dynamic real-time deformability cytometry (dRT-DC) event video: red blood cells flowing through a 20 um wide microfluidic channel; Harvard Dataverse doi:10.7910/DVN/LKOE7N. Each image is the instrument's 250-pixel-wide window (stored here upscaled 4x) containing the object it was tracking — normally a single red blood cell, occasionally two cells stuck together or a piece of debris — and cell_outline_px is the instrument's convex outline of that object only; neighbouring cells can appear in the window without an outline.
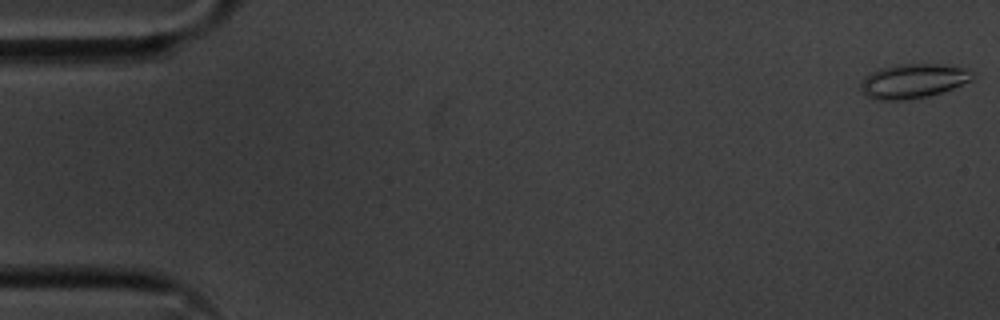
{"species": "common noctule bat (a hibernating species)", "species_latin": "Nyctalus noctula", "temperature_condition": "cold", "stored_images_in_passage": 56, "segment_of_instrument_passage": [1, 2], "camera_frame_rate_fps": 3000, "um_per_image_px": 0.085, "animal": {"sex": "male", "body_mass_g": 20.1, "forearm_length_mm": 53.5}, "frame": {"image": 1, "passage_image": 1, "time_ms": 0.0, "image_size_px": [1000, 320], "cell_outline_px": [[972, 80], [952, 88], [928, 96], [908, 100], [880, 100], [868, 96], [860, 88], [860, 84], [864, 76], [880, 68], [900, 64], [936, 64], [964, 68], [972, 72]], "centroid_in_image_um": [77.58, 6.89], "position_along_channel_um": 7.4, "area_um2": 22.08}}
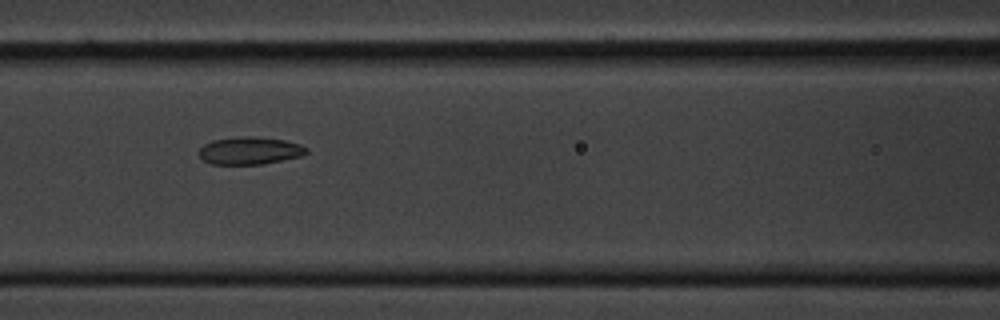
{"frame": {"image": 2, "passage_image": 24, "time_ms": 7.667, "image_size_px": [1000, 320], "cell_outline_px": [[308, 152], [304, 156], [264, 164], [212, 164], [204, 160], [200, 156], [200, 148], [204, 144], [212, 140], [236, 136], [260, 136], [284, 140], [300, 144], [308, 148]], "centroid_in_image_um": [21.28, 12.79], "position_along_channel_um": 145.3, "area_um2": 17.51}}
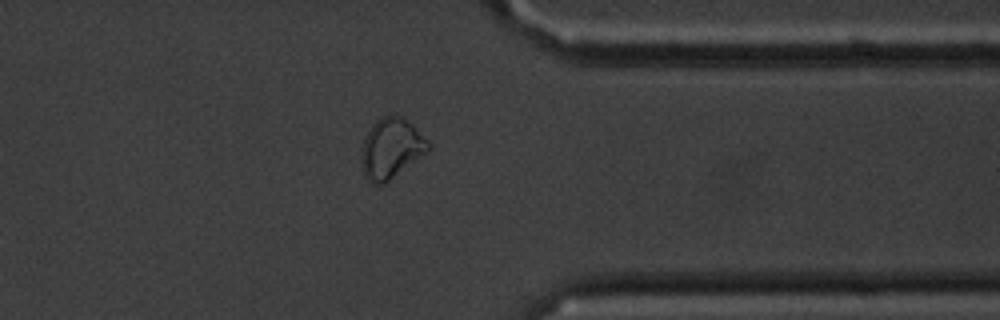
{"frame": {"image": 3, "passage_image": 44, "time_ms": 14.333, "image_size_px": [1000, 320], "cell_outline_px": [[432, 148], [428, 152], [384, 184], [372, 184], [364, 176], [360, 160], [364, 140], [372, 124], [376, 120], [384, 116], [400, 116], [412, 124], [432, 144]], "centroid_in_image_um": [33.26, 12.63], "position_along_channel_um": 378.1, "area_um2": 23.47}}